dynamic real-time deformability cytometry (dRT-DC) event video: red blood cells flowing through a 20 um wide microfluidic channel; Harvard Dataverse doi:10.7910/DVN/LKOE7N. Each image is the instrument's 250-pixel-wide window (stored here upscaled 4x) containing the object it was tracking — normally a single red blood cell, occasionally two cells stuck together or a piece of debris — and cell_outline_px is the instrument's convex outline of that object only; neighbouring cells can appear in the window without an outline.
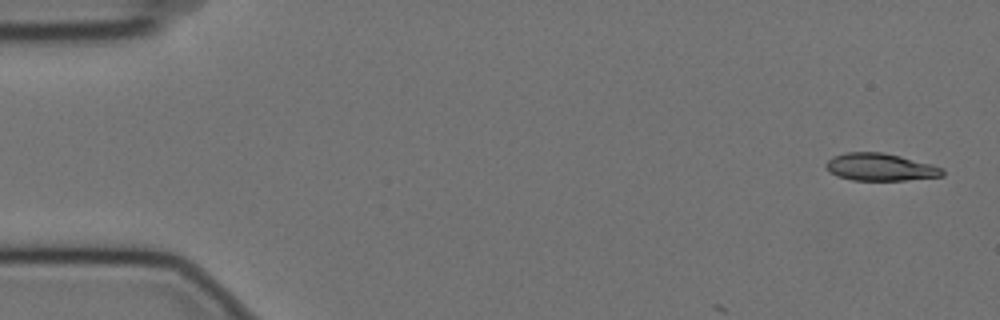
{"species": "Egyptian fruit bat (a non-hibernating species)", "species_latin": "Rousettus aegyptiacus", "temperature_condition": "cold", "stored_images_in_passage": 5, "camera_frame_rate_fps": 3000, "um_per_image_px": 0.085, "animal": {"sex": "female"}, "frame": {"image": 1, "passage_image": 1, "time_ms": 0.0, "image_size_px": [1000, 320], "cell_outline_px": [[944, 176], [904, 180], [852, 180], [836, 176], [824, 164], [832, 156], [848, 152], [884, 152], [932, 164], [944, 168]], "centroid_in_image_um": [74.84, 14.2], "position_along_channel_um": 10.2, "area_um2": 18.61}}